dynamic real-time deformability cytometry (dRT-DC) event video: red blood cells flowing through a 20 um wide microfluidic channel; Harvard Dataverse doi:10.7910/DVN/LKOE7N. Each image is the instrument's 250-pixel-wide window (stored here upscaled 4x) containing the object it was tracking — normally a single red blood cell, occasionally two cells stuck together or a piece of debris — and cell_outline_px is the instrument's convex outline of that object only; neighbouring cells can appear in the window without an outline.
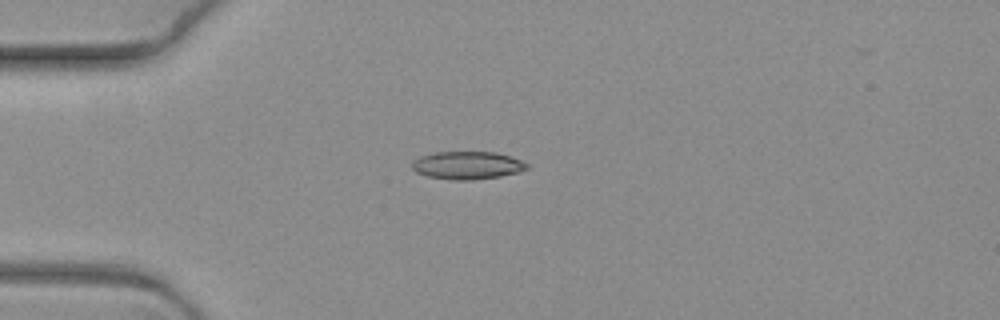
{"species": "common noctule bat (a hibernating species)", "species_latin": "Nyctalus noctula", "temperature_condition": "warm", "stored_images_in_passage": 2, "camera_frame_rate_fps": 3000, "um_per_image_px": 0.085, "animal": {"sex": "female", "body_mass_g": 19.3, "forearm_length_mm": 54.1}, "frame": {"image": 1, "passage_image": 1, "time_ms": 0.0, "image_size_px": [1000, 320], "cell_outline_px": [[528, 168], [520, 172], [500, 176], [472, 180], [452, 180], [428, 176], [416, 172], [412, 168], [412, 164], [420, 156], [432, 152], [496, 152], [524, 160], [528, 164]], "centroid_in_image_um": [39.76, 14.05], "position_along_channel_um": 45.2, "area_um2": 18.73}}